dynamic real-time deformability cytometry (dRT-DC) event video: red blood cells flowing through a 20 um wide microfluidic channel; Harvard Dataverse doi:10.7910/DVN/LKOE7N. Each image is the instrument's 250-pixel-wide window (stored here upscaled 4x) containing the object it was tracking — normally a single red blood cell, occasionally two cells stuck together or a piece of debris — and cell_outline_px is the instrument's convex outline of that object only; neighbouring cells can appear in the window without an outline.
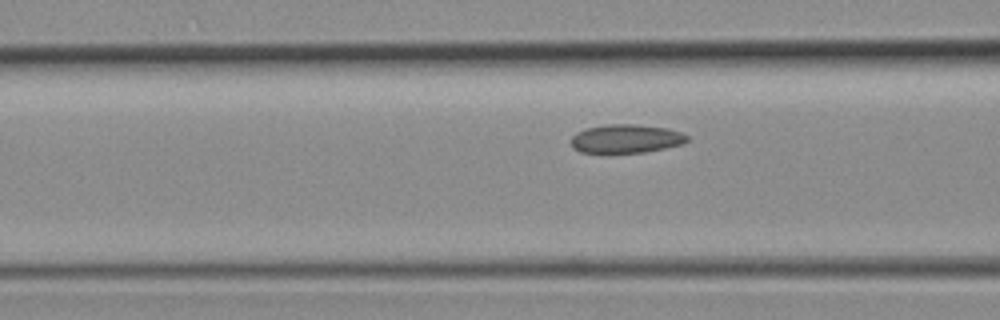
{"species": "common noctule bat (a hibernating species)", "species_latin": "Nyctalus noctula", "temperature_condition": "room temperature", "stored_images_in_passage": 7, "segment_of_instrument_passage": [2, 2], "camera_frame_rate_fps": 3000, "um_per_image_px": 0.085, "animal": {"sex": "female", "body_mass_g": 19.3, "forearm_length_mm": 54.1}, "frame": {"image": 1, "passage_image": 7, "time_ms": 2.0, "image_size_px": [1000, 320], "cell_outline_px": [[688, 140], [684, 144], [644, 152], [608, 156], [580, 152], [572, 148], [572, 136], [576, 132], [584, 128], [604, 124], [632, 124], [668, 128], [680, 132], [688, 136]], "centroid_in_image_um": [53.14, 11.83], "position_along_channel_um": 113.5, "area_um2": 20.29}}